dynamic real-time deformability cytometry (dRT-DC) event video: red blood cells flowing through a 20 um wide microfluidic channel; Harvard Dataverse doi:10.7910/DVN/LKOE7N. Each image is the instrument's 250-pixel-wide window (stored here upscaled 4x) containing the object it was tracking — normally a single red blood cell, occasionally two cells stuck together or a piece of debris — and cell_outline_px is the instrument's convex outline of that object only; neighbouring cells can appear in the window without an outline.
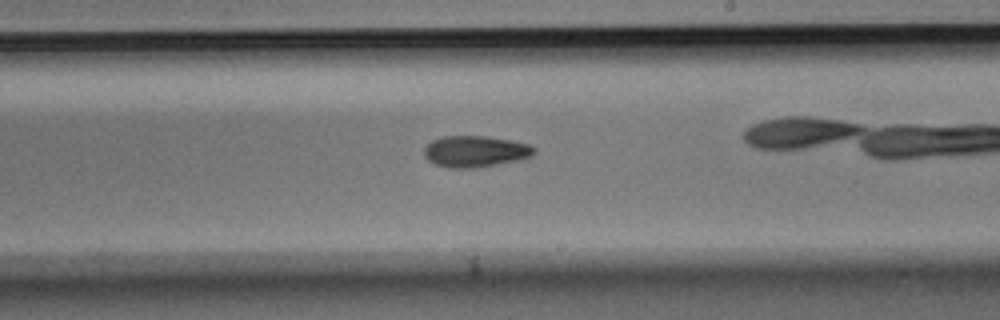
{"species": "Egyptian fruit bat (a non-hibernating species)", "species_latin": "Rousettus aegyptiacus", "temperature_condition": "room temperature", "stored_images_in_passage": 54, "camera_frame_rate_fps": 3000, "um_per_image_px": 0.085, "animal": {"sex": "male"}, "frame": {"image": 1, "passage_image": 31, "time_ms": 10.0, "image_size_px": [1000, 320], "cell_outline_px": [[536, 152], [532, 156], [520, 160], [472, 168], [448, 168], [436, 164], [428, 160], [424, 156], [424, 148], [432, 140], [444, 136], [484, 136], [508, 140], [528, 144], [536, 148]], "centroid_in_image_um": [40.4, 12.87], "position_along_channel_um": 248.6, "area_um2": 20.0}, "authors_computed_cell_mechanics": {"area_um2": 18.785, "velocity_mm_per_s": 3.7696, "shape_relaxation_time_tau1_ms": 6.5088, "shape_relaxation_time_tau2_ms": null, "deformation_change_tau1": 0.1216, "deformation_change_tau2": null}}